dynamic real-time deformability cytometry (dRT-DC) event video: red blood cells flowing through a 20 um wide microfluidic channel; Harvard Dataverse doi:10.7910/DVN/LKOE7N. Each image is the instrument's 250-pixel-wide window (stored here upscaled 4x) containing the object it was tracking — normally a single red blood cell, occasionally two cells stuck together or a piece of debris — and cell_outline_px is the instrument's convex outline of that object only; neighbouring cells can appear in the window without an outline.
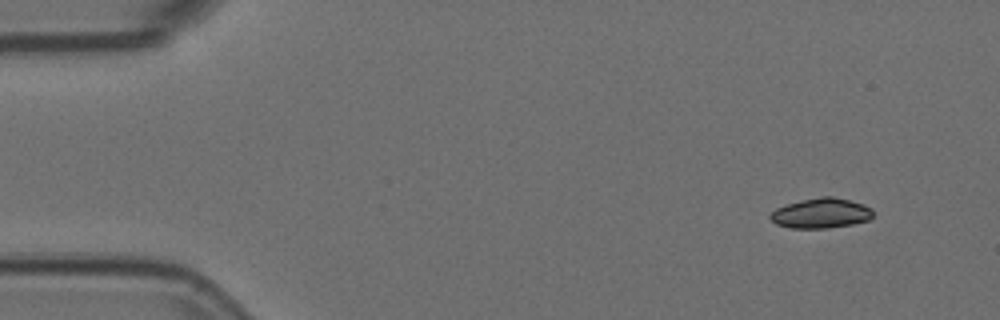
{"species": "Egyptian fruit bat (a non-hibernating species)", "species_latin": "Rousettus aegyptiacus", "temperature_condition": "room temperature", "stored_images_in_passage": 4, "camera_frame_rate_fps": 3000, "um_per_image_px": 0.085, "animal": {"sex": "female"}, "frame": {"image": 1, "passage_image": 1, "time_ms": 0.0, "image_size_px": [1000, 320], "cell_outline_px": [[872, 216], [868, 220], [852, 224], [828, 228], [792, 228], [776, 224], [768, 216], [776, 208], [800, 200], [820, 196], [832, 196], [864, 204], [872, 208]], "centroid_in_image_um": [69.78, 18.12], "position_along_channel_um": 15.2, "area_um2": 17.92}}
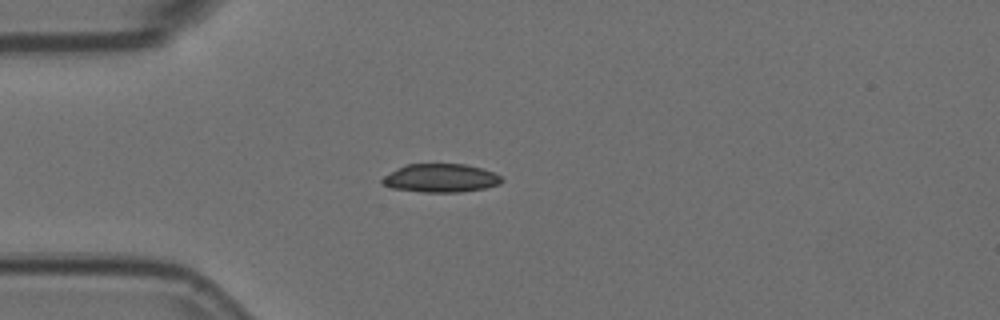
{"frame": {"image": 2, "passage_image": 4, "time_ms": 1.0, "image_size_px": [1000, 320], "cell_outline_px": [[504, 180], [500, 184], [484, 188], [460, 192], [424, 192], [392, 188], [384, 184], [380, 180], [384, 176], [408, 164], [464, 164], [480, 168], [492, 172], [500, 176]], "centroid_in_image_um": [37.48, 15.14], "position_along_channel_um": 47.5, "area_um2": 19.48}}